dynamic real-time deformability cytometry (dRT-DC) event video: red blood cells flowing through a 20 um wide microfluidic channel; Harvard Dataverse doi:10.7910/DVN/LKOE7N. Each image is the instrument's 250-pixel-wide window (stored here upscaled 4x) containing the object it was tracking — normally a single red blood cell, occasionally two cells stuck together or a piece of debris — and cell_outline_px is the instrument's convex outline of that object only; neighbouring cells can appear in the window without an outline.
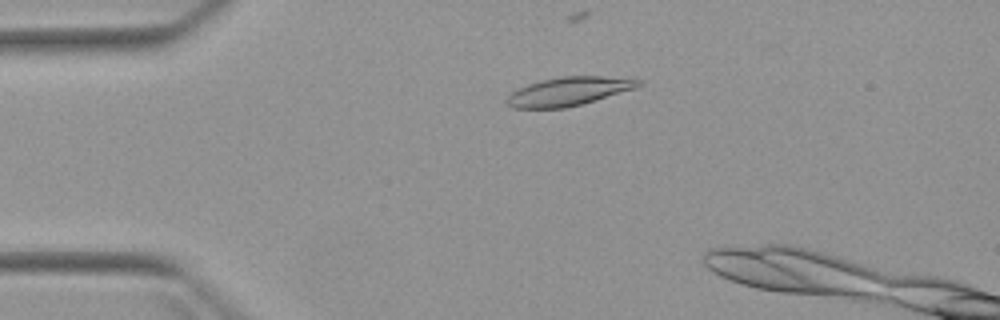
{"species": "Egyptian fruit bat (a non-hibernating species)", "species_latin": "Rousettus aegyptiacus", "temperature_condition": "warm", "stored_images_in_passage": 3, "camera_frame_rate_fps": 3000, "um_per_image_px": 0.085, "animal": {"sex": "female"}, "frame": {"image": 1, "passage_image": 1, "time_ms": 0.0, "image_size_px": [1000, 320], "cell_outline_px": [[644, 84], [636, 88], [584, 104], [564, 108], [512, 108], [504, 100], [512, 92], [528, 84], [540, 80], [560, 76], [632, 76], [644, 80]], "centroid_in_image_um": [48.46, 7.74], "position_along_channel_um": 36.5, "area_um2": 22.54}}